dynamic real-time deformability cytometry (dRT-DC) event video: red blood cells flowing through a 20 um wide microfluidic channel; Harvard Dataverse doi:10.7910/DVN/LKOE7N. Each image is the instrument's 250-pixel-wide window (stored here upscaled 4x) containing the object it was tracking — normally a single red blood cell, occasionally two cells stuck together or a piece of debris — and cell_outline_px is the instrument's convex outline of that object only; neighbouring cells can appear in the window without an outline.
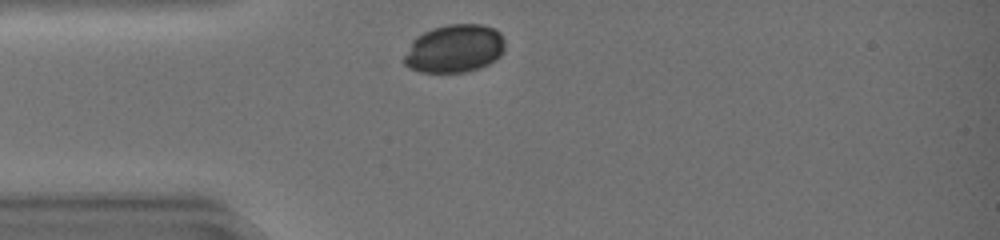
{"species": "common noctule bat (a hibernating species)", "species_latin": "Nyctalus noctula", "temperature_condition": "warm", "stored_images_in_passage": 29, "camera_frame_rate_fps": 3000, "um_per_image_px": 0.085, "animal": {"sex": "female", "body_mass_g": 19.0, "forearm_length_mm": 51.5}, "frame": {"image": 1, "passage_image": 2, "time_ms": 0.333, "image_size_px": [1000, 240], "cell_outline_px": [[504, 52], [496, 60], [480, 68], [468, 72], [420, 72], [408, 68], [404, 64], [404, 56], [412, 40], [416, 36], [432, 28], [448, 24], [480, 24], [492, 28], [500, 32], [504, 40]], "centroid_in_image_um": [38.63, 4.14], "position_along_channel_um": 46.4, "area_um2": 28.5}}
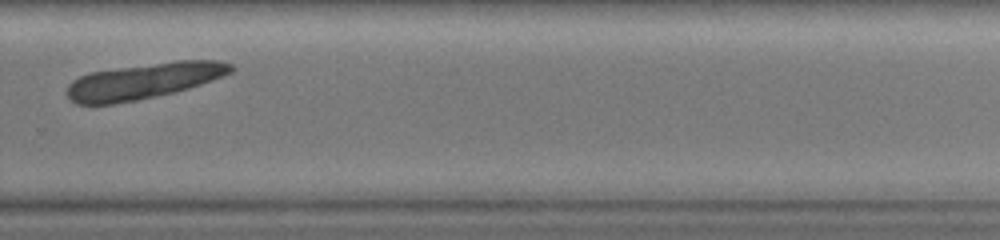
{"frame": {"image": 2, "passage_image": 22, "time_ms": 7.0, "image_size_px": [1000, 240], "cell_outline_px": [[236, 68], [232, 72], [224, 76], [188, 88], [156, 96], [136, 100], [112, 104], [76, 104], [64, 92], [68, 84], [72, 80], [88, 72], [176, 60], [224, 60], [232, 64]], "centroid_in_image_um": [12.23, 6.87], "position_along_channel_um": 317.6, "area_um2": 34.33}}
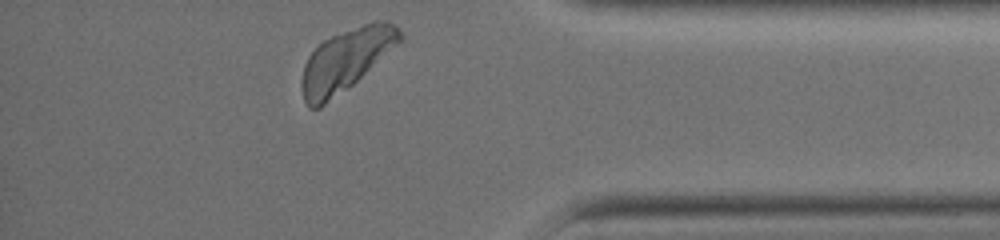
{"frame": {"image": 3, "passage_image": 29, "time_ms": 9.333, "image_size_px": [1000, 240], "cell_outline_px": [[404, 36], [396, 44], [352, 84], [320, 108], [308, 108], [304, 100], [300, 84], [304, 64], [308, 56], [324, 40], [332, 36], [364, 24], [376, 20], [388, 20]], "centroid_in_image_um": [29.33, 5.12], "position_along_channel_um": 405.9, "area_um2": 34.45}}